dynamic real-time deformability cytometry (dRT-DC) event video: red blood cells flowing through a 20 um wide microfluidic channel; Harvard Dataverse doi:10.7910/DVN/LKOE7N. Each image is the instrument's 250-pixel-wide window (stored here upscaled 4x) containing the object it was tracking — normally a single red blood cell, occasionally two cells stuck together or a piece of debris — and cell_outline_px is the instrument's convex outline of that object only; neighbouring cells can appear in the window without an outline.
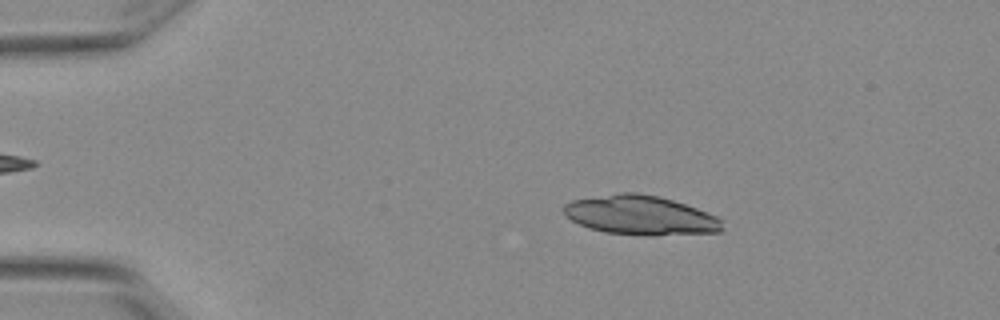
{"species": "Egyptian fruit bat (a non-hibernating species)", "species_latin": "Rousettus aegyptiacus", "temperature_condition": "warm", "stored_images_in_passage": 5, "camera_frame_rate_fps": 3000, "um_per_image_px": 0.085, "animal": {"sex": "female"}, "frame": {"image": 1, "passage_image": 2, "time_ms": 0.333, "image_size_px": [1000, 320], "cell_outline_px": [[724, 228], [720, 232], [652, 236], [644, 236], [604, 232], [588, 228], [572, 220], [564, 212], [564, 204], [572, 200], [620, 192], [636, 192], [660, 196], [696, 208], [716, 216], [724, 220]], "centroid_in_image_um": [54.48, 18.31], "position_along_channel_um": 30.5, "area_um2": 36.59}}